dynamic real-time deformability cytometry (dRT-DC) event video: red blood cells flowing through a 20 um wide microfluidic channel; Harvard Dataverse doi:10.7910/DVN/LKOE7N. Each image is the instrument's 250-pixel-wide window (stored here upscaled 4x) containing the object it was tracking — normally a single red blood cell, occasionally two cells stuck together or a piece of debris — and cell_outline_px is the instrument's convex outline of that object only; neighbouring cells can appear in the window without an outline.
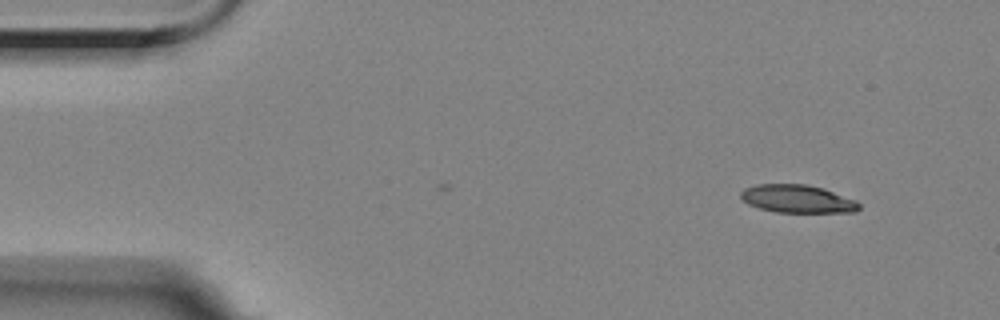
{"species": "Egyptian fruit bat (a non-hibernating species)", "species_latin": "Rousettus aegyptiacus", "temperature_condition": "room temperature", "stored_images_in_passage": 7, "camera_frame_rate_fps": 3000, "um_per_image_px": 0.085, "animal": {"sex": "female"}, "frame": {"image": 1, "passage_image": 7, "time_ms": 2.0, "image_size_px": [1000, 320], "cell_outline_px": [[860, 208], [856, 212], [776, 212], [760, 208], [748, 204], [740, 196], [740, 192], [744, 188], [756, 184], [808, 184], [824, 188], [856, 200], [860, 204]], "centroid_in_image_um": [67.79, 16.89], "position_along_channel_um": 17.2, "area_um2": 19.36}}